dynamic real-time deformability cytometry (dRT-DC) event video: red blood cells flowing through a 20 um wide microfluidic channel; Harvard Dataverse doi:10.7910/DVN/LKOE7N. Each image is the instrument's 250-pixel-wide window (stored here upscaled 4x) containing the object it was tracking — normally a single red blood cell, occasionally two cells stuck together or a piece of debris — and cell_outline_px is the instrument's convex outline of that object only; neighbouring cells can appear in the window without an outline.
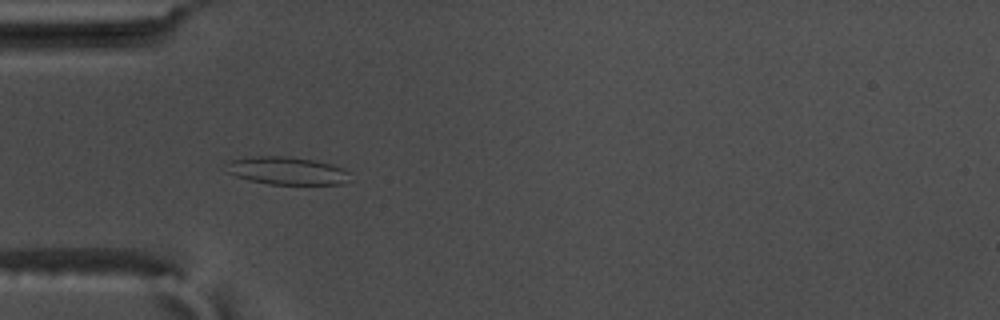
{"species": "common noctule bat (a hibernating species)", "species_latin": "Nyctalus noctula", "temperature_condition": "warm", "stored_images_in_passage": 55, "camera_frame_rate_fps": 3000, "um_per_image_px": 0.085, "animal": {"sex": "male", "body_mass_g": 17.5, "forearm_length_mm": 52.3}, "frame": {"image": 1, "passage_image": 17, "time_ms": 5.333, "image_size_px": [1000, 320], "cell_outline_px": [[348, 180], [340, 184], [268, 184], [248, 180], [224, 172], [228, 160], [256, 156], [288, 156], [316, 160], [332, 164], [344, 168], [348, 172]], "centroid_in_image_um": [24.34, 14.5], "position_along_channel_um": 60.7, "area_um2": 20.23}}
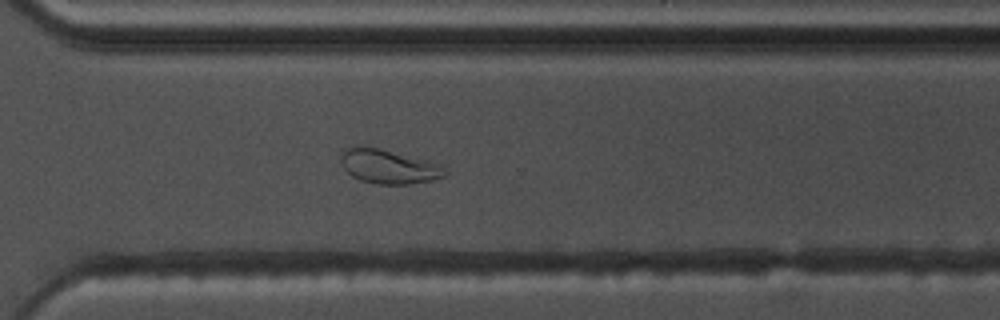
{"frame": {"image": 2, "passage_image": 40, "time_ms": 13.0, "image_size_px": [1000, 320], "cell_outline_px": [[448, 172], [444, 176], [432, 180], [408, 184], [376, 184], [360, 180], [352, 176], [344, 168], [340, 160], [340, 156], [352, 144], [356, 144], [380, 148], [444, 164]], "centroid_in_image_um": [33.05, 14.13], "position_along_channel_um": 337.5, "area_um2": 21.1}}
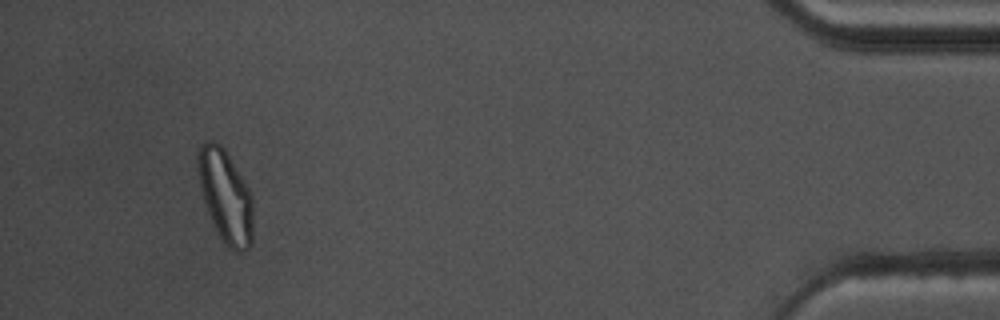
{"frame": {"image": 3, "passage_image": 52, "time_ms": 17.0, "image_size_px": [1000, 320], "cell_outline_px": [[252, 244], [244, 252], [236, 252], [220, 236], [208, 212], [204, 200], [200, 184], [196, 156], [200, 144], [208, 140], [212, 140], [220, 144], [224, 148], [248, 188], [252, 196]], "centroid_in_image_um": [19.17, 16.64], "position_along_channel_um": 416.0, "area_um2": 29.25}, "authors_computed_cell_mechanics": {"area_um2": 21.7906, "velocity_mm_per_s": 3.6588, "shape_relaxation_time_tau1_ms": 10.7059, "shape_relaxation_time_tau2_ms": 1.8457, "deformation_change_tau1": 0.279, "deformation_change_tau2": 0.0845}}